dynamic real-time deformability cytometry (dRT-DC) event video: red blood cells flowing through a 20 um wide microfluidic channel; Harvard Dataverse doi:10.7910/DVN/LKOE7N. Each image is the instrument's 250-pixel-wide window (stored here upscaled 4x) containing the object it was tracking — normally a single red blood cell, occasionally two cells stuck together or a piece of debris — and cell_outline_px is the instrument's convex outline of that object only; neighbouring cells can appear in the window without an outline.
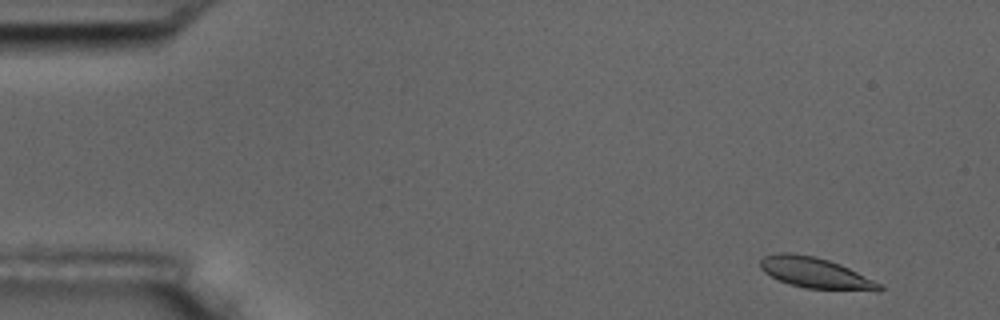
{"species": "common noctule bat (a hibernating species)", "species_latin": "Nyctalus noctula", "temperature_condition": "room temperature", "stored_images_in_passage": 56, "camera_frame_rate_fps": 3000, "um_per_image_px": 0.085, "animal": {"sex": "male", "body_mass_g": 17.5, "forearm_length_mm": 52.3}, "frame": {"image": 1, "passage_image": 3, "time_ms": 0.667, "image_size_px": [1000, 320], "cell_outline_px": [[884, 288], [880, 292], [876, 292], [804, 288], [788, 284], [764, 272], [760, 268], [760, 260], [764, 256], [776, 252], [792, 252], [816, 256], [840, 264], [884, 284]], "centroid_in_image_um": [69.38, 23.21], "position_along_channel_um": 15.6, "area_um2": 21.91}}
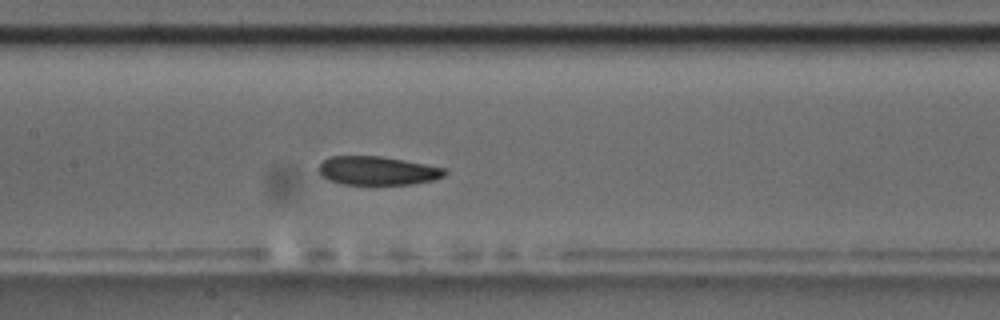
{"frame": {"image": 2, "passage_image": 26, "time_ms": 8.333, "image_size_px": [1000, 320], "cell_outline_px": [[448, 172], [444, 176], [432, 180], [412, 184], [344, 184], [328, 180], [320, 176], [316, 168], [324, 160], [332, 156], [384, 156], [448, 168]], "centroid_in_image_um": [32.09, 14.5], "position_along_channel_um": 175.3, "area_um2": 21.33}}
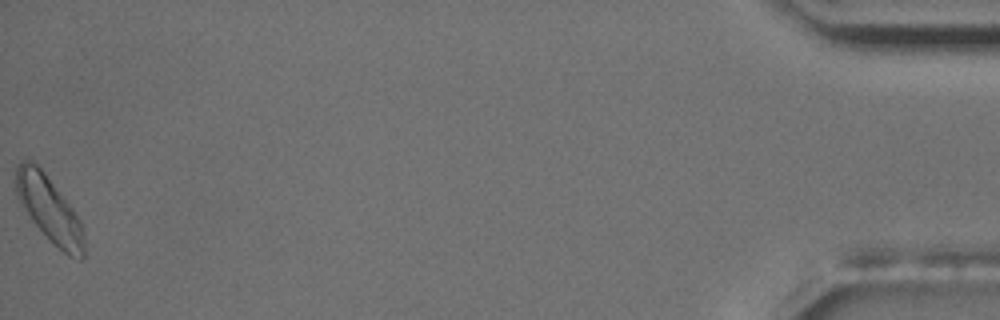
{"frame": {"image": 3, "passage_image": 56, "time_ms": 18.333, "image_size_px": [1000, 320], "cell_outline_px": [[84, 256], [80, 260], [68, 256], [52, 244], [32, 220], [20, 204], [16, 192], [16, 168], [20, 160], [32, 160], [44, 172], [72, 208], [80, 220], [84, 232]], "centroid_in_image_um": [4.19, 17.81], "position_along_channel_um": 431.0, "area_um2": 26.01}, "authors_computed_cell_mechanics": {"area_um2": 21.9351, "velocity_mm_per_s": 3.5279, "shape_relaxation_time_tau1_ms": 6.8547, "shape_relaxation_time_tau2_ms": 3.282, "deformation_change_tau1": 0.1173, "deformation_change_tau2": 0.0643}}